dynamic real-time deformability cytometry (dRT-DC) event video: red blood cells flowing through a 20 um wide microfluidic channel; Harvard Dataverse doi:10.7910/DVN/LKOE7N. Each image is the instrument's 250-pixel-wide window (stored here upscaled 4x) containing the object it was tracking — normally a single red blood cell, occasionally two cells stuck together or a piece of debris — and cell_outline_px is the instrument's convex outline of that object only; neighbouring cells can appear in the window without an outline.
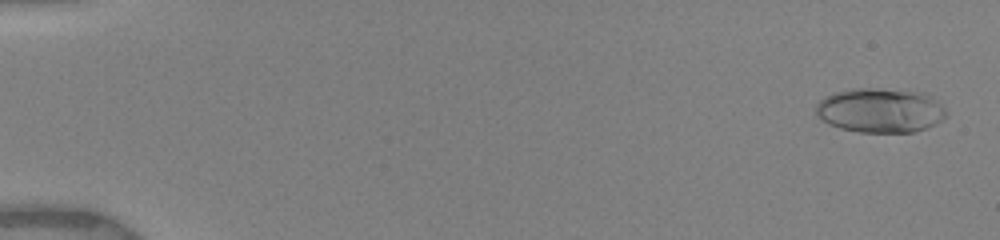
{"species": "human", "species_latin": "Homo sapiens", "temperature_condition": "warm", "stored_images_in_passage": 10, "camera_frame_rate_fps": 3000, "um_per_image_px": 0.085, "donor": {"sex": "female"}, "frame": {"image": 1, "passage_image": 1, "time_ms": 0.0, "image_size_px": [1000, 240], "cell_outline_px": [[948, 116], [936, 124], [928, 128], [912, 132], [860, 132], [840, 128], [828, 124], [816, 112], [816, 104], [824, 96], [832, 92], [852, 88], [872, 88], [928, 92], [948, 112]], "centroid_in_image_um": [74.86, 9.37], "position_along_channel_um": 10.1, "area_um2": 34.16}}
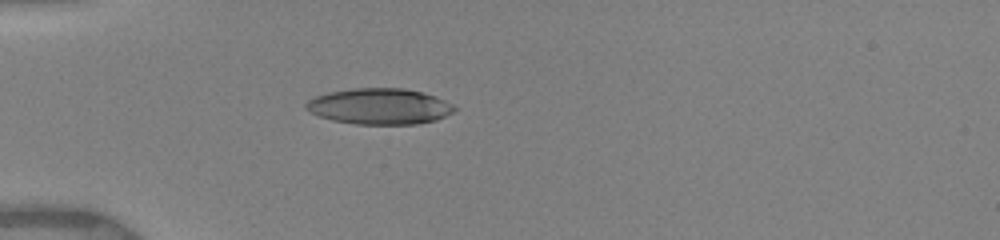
{"frame": {"image": 2, "passage_image": 6, "time_ms": 4.667, "image_size_px": [1000, 240], "cell_outline_px": [[456, 108], [452, 112], [436, 120], [416, 124], [356, 124], [332, 120], [320, 116], [304, 108], [304, 104], [308, 100], [316, 96], [328, 92], [352, 88], [404, 88], [436, 96], [452, 104]], "centroid_in_image_um": [32.24, 9.03], "position_along_channel_um": 52.8, "area_um2": 30.98}}
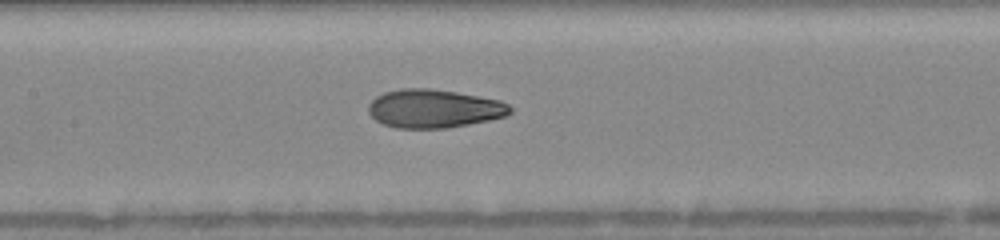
{"frame": {"image": 3, "passage_image": 10, "time_ms": 8.0, "image_size_px": [1000, 240], "cell_outline_px": [[512, 112], [504, 116], [488, 120], [448, 128], [396, 128], [384, 124], [376, 120], [368, 112], [368, 104], [376, 96], [384, 92], [400, 88], [428, 88], [456, 92], [500, 100], [508, 104], [512, 108]], "centroid_in_image_um": [36.86, 9.23], "position_along_channel_um": 170.5, "area_um2": 31.73}}